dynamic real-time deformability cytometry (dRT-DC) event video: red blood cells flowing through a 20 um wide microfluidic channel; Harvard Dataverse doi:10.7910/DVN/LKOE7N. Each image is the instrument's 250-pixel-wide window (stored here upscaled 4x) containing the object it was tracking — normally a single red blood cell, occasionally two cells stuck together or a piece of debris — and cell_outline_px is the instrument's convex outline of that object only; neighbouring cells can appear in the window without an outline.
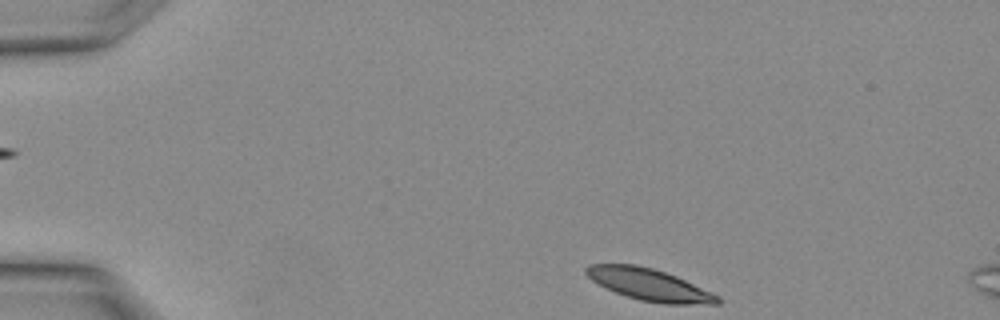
{"species": "Egyptian fruit bat (a non-hibernating species)", "species_latin": "Rousettus aegyptiacus", "temperature_condition": "warm", "stored_images_in_passage": 5, "camera_frame_rate_fps": 3000, "um_per_image_px": 0.085, "animal": {"sex": "female"}, "frame": {"image": 1, "passage_image": 1, "time_ms": 0.0, "image_size_px": [1000, 320], "cell_outline_px": [[720, 304], [664, 304], [640, 300], [616, 292], [592, 280], [584, 272], [584, 268], [588, 264], [636, 264], [652, 268], [676, 276], [720, 296]], "centroid_in_image_um": [55.19, 24.19], "position_along_channel_um": 29.8, "area_um2": 24.16}}